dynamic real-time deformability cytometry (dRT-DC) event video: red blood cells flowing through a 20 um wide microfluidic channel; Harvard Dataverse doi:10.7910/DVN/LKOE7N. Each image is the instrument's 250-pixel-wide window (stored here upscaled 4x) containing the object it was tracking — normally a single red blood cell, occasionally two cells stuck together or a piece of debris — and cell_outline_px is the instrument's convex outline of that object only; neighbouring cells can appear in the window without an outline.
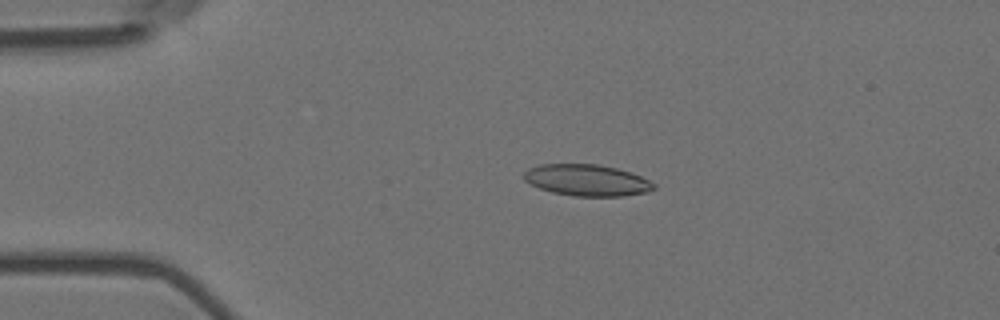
{"species": "Egyptian fruit bat (a non-hibernating species)", "species_latin": "Rousettus aegyptiacus", "temperature_condition": "room temperature", "stored_images_in_passage": 4, "camera_frame_rate_fps": 3000, "um_per_image_px": 0.085, "animal": {"sex": "female"}, "frame": {"image": 1, "passage_image": 3, "time_ms": 0.667, "image_size_px": [1000, 320], "cell_outline_px": [[656, 188], [648, 192], [624, 196], [572, 196], [552, 192], [540, 188], [524, 180], [524, 172], [528, 168], [540, 164], [596, 164], [616, 168], [632, 172], [656, 184]], "centroid_in_image_um": [49.9, 15.32], "position_along_channel_um": 35.1, "area_um2": 23.87}}